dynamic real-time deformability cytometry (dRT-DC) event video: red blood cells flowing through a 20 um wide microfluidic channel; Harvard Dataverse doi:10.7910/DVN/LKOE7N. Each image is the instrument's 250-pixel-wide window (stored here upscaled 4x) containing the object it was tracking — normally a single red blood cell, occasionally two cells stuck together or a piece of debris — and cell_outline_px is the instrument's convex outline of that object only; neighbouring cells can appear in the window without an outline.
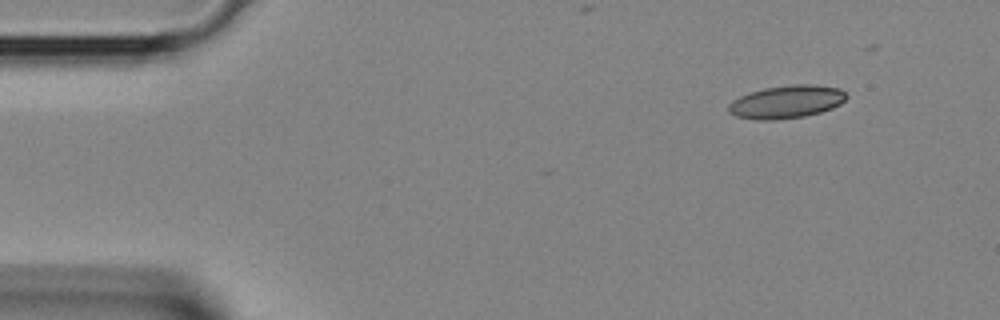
{"species": "Egyptian fruit bat (a non-hibernating species)", "species_latin": "Rousettus aegyptiacus", "temperature_condition": "room temperature", "stored_images_in_passage": 13, "camera_frame_rate_fps": 3000, "um_per_image_px": 0.085, "animal": {"sex": "female"}, "frame": {"image": 1, "passage_image": 1, "time_ms": 0.0, "image_size_px": [1000, 320], "cell_outline_px": [[848, 96], [840, 104], [832, 108], [820, 112], [804, 116], [776, 120], [756, 120], [736, 116], [728, 112], [728, 104], [732, 100], [740, 96], [764, 88], [792, 84], [816, 84], [840, 88]], "centroid_in_image_um": [66.85, 8.65], "position_along_channel_um": 18.2, "area_um2": 22.72}}
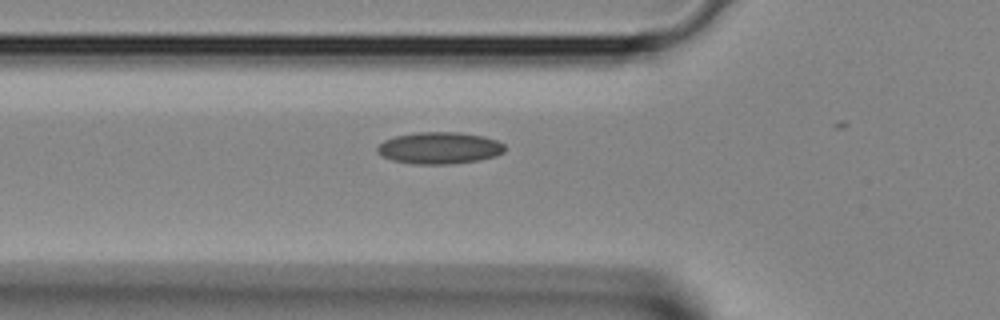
{"frame": {"image": 2, "passage_image": 10, "time_ms": 3.0, "image_size_px": [1000, 320], "cell_outline_px": [[504, 152], [496, 156], [480, 160], [452, 164], [412, 164], [392, 160], [376, 152], [376, 148], [384, 140], [396, 136], [416, 132], [460, 132], [484, 136], [496, 140], [504, 144]], "centroid_in_image_um": [37.36, 12.58], "position_along_channel_um": 88.4, "area_um2": 23.76}}
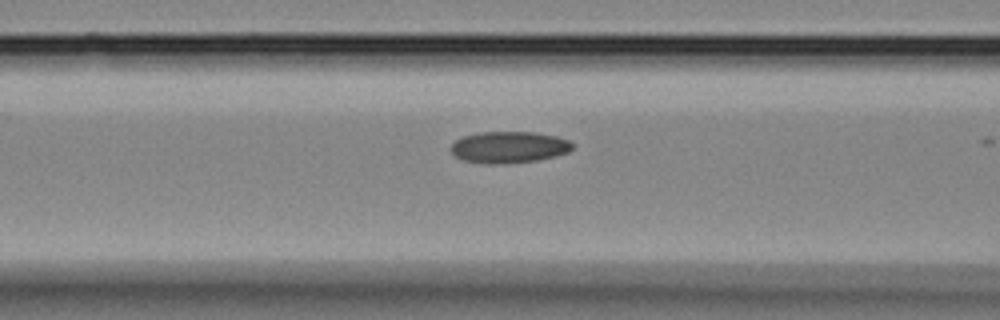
{"frame": {"image": 3, "passage_image": 12, "time_ms": 3.667, "image_size_px": [1000, 320], "cell_outline_px": [[572, 148], [568, 152], [556, 156], [536, 160], [504, 164], [484, 164], [464, 160], [456, 156], [448, 148], [456, 140], [464, 136], [480, 132], [536, 132], [556, 136], [568, 140], [572, 144]], "centroid_in_image_um": [43.24, 12.51], "position_along_channel_um": 123.4, "area_um2": 22.37}}